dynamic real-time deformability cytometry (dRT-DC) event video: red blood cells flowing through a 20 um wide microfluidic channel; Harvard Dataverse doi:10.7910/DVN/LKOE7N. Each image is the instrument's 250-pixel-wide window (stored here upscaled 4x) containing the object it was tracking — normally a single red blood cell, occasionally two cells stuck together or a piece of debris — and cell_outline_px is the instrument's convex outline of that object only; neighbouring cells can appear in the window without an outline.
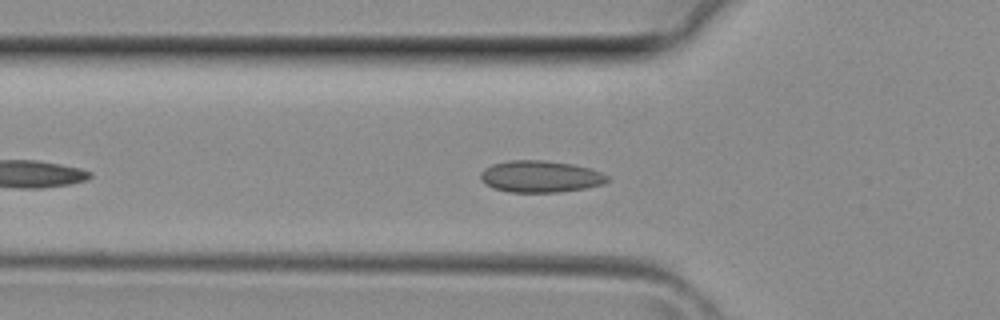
{"species": "common noctule bat (a hibernating species)", "species_latin": "Nyctalus noctula", "temperature_condition": "room temperature", "stored_images_in_passage": 23, "camera_frame_rate_fps": 3000, "um_per_image_px": 0.085, "animal": {"sex": "female", "body_mass_g": 29.2, "forearm_length_mm": 56.3}, "frame": {"image": 1, "passage_image": 4, "time_ms": 1.0, "image_size_px": [1000, 320], "cell_outline_px": [[608, 180], [604, 184], [584, 188], [560, 192], [508, 192], [492, 188], [484, 184], [480, 180], [480, 172], [484, 168], [492, 164], [508, 160], [544, 160], [572, 164], [592, 168], [608, 176]], "centroid_in_image_um": [45.89, 15.0], "position_along_channel_um": 79.9, "area_um2": 23.7}}
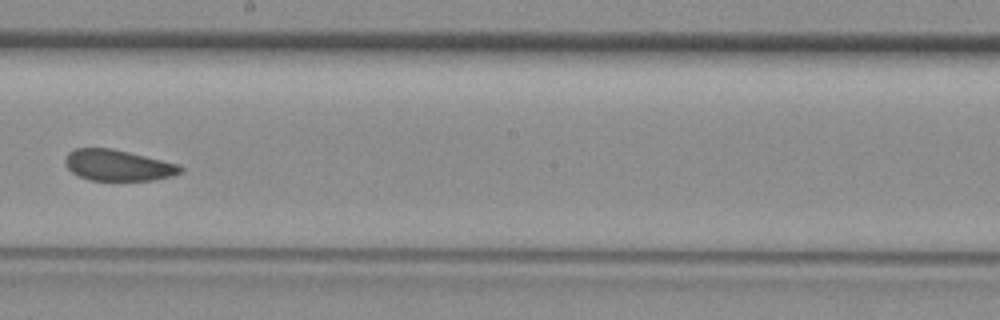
{"frame": {"image": 2, "passage_image": 13, "time_ms": 4.0, "image_size_px": [1000, 320], "cell_outline_px": [[184, 168], [180, 172], [172, 176], [156, 180], [88, 180], [72, 172], [68, 168], [64, 160], [68, 152], [76, 148], [112, 148], [180, 164]], "centroid_in_image_um": [10.04, 14.05], "position_along_channel_um": 238.2, "area_um2": 20.87}}
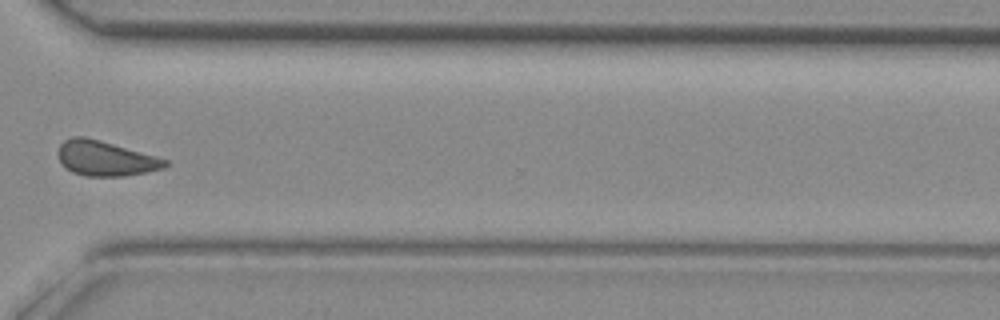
{"frame": {"image": 3, "passage_image": 20, "time_ms": 6.333, "image_size_px": [1000, 320], "cell_outline_px": [[168, 164], [164, 168], [124, 176], [84, 176], [72, 172], [64, 168], [60, 164], [56, 152], [60, 144], [64, 140], [72, 136], [84, 136], [100, 140], [156, 156], [168, 160]], "centroid_in_image_um": [8.89, 13.46], "position_along_channel_um": 361.7, "area_um2": 21.96}}